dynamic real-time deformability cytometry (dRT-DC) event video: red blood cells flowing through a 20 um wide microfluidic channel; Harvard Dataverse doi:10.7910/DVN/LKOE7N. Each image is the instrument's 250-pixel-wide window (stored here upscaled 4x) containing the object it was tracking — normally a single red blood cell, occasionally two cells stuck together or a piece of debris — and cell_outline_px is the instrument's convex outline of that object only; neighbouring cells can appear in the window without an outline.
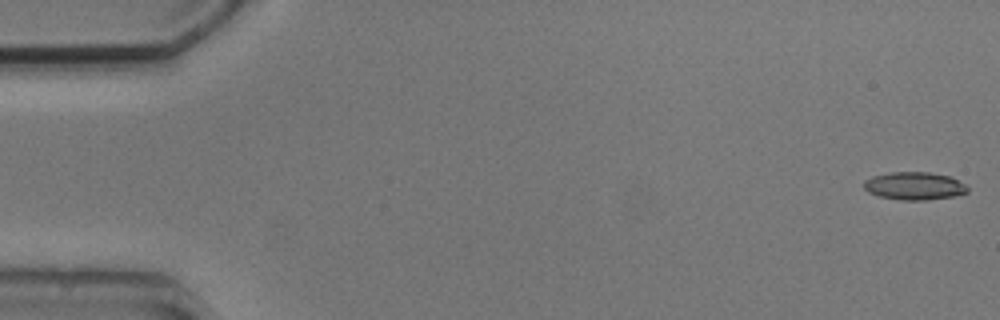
{"species": "common noctule bat (a hibernating species)", "species_latin": "Nyctalus noctula", "temperature_condition": "cold", "stored_images_in_passage": 4, "camera_frame_rate_fps": 3000, "um_per_image_px": 0.085, "animal": {"sex": "male", "body_mass_g": 20.5, "forearm_length_mm": 52.5}, "frame": {"image": 1, "passage_image": 1, "time_ms": 0.0, "image_size_px": [1000, 320], "cell_outline_px": [[968, 192], [952, 196], [924, 200], [900, 200], [880, 196], [868, 192], [864, 188], [864, 180], [872, 176], [892, 172], [928, 172], [948, 176], [964, 184], [968, 188]], "centroid_in_image_um": [77.68, 15.8], "position_along_channel_um": 7.3, "area_um2": 16.59}}
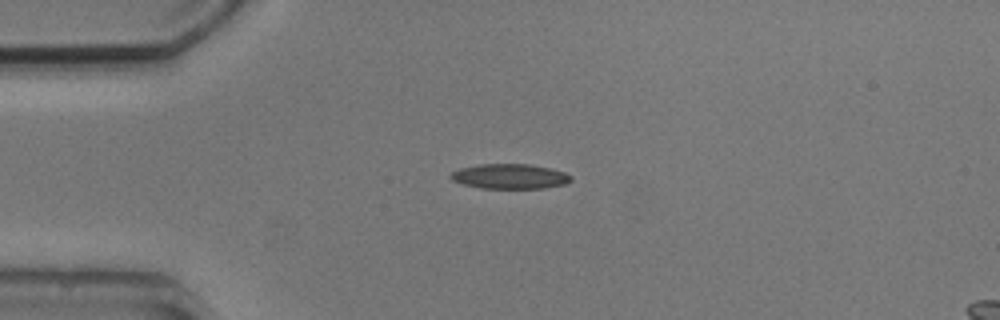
{"frame": {"image": 2, "passage_image": 4, "time_ms": 4.0, "image_size_px": [1000, 320], "cell_outline_px": [[572, 180], [564, 184], [544, 188], [480, 188], [464, 184], [452, 180], [448, 176], [452, 172], [460, 168], [480, 164], [528, 164], [548, 168], [564, 172], [572, 176]], "centroid_in_image_um": [43.32, 14.99], "position_along_channel_um": 41.7, "area_um2": 17.34}}